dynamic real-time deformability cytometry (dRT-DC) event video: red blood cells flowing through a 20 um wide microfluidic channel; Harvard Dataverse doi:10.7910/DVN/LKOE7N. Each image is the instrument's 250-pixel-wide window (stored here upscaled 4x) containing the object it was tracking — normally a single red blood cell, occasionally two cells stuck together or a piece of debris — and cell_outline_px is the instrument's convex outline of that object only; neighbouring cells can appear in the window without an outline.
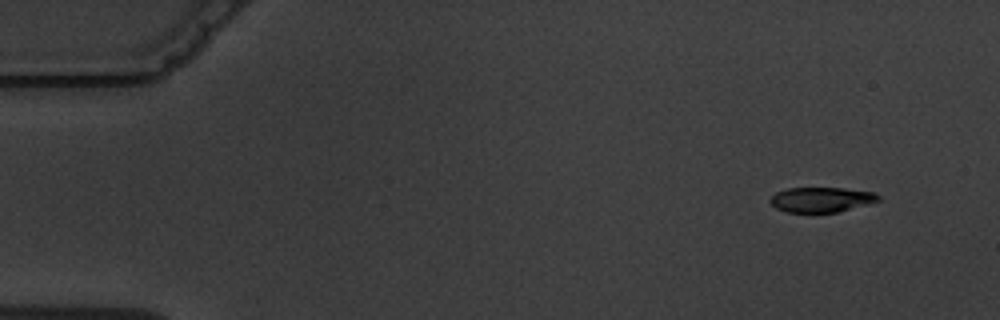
{"species": "common noctule bat (a hibernating species)", "species_latin": "Nyctalus noctula", "temperature_condition": "warm", "stored_images_in_passage": 5, "camera_frame_rate_fps": 3000, "um_per_image_px": 0.085, "animal": {"sex": "male", "body_mass_g": 19.5, "forearm_length_mm": 54.6}, "frame": {"image": 1, "passage_image": 1, "time_ms": 0.0, "image_size_px": [1000, 320], "cell_outline_px": [[880, 200], [868, 204], [836, 212], [788, 212], [776, 208], [768, 200], [776, 192], [788, 188], [844, 188], [872, 192], [880, 196]], "centroid_in_image_um": [69.8, 16.96], "position_along_channel_um": 15.2, "area_um2": 15.61}}